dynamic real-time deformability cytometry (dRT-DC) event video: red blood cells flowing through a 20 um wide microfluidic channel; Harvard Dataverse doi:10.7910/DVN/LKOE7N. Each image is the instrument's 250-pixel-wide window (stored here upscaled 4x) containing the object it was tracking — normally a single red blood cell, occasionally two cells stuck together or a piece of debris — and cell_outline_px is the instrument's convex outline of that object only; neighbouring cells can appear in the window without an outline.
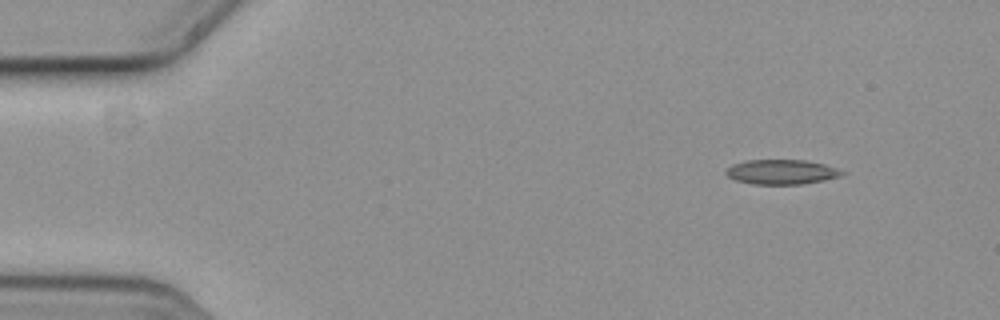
{"species": "common noctule bat (a hibernating species)", "species_latin": "Nyctalus noctula", "temperature_condition": "cold", "stored_images_in_passage": 3, "camera_frame_rate_fps": 3000, "um_per_image_px": 0.085, "animal": {"sex": "female", "body_mass_g": 19.3, "forearm_length_mm": 54.1}, "frame": {"image": 1, "passage_image": 1, "time_ms": 0.0, "image_size_px": [1000, 320], "cell_outline_px": [[848, 172], [840, 176], [824, 180], [800, 184], [756, 184], [736, 180], [728, 176], [724, 172], [732, 164], [744, 160], [808, 160], [824, 164]], "centroid_in_image_um": [66.45, 14.6], "position_along_channel_um": 18.6, "area_um2": 16.7}}
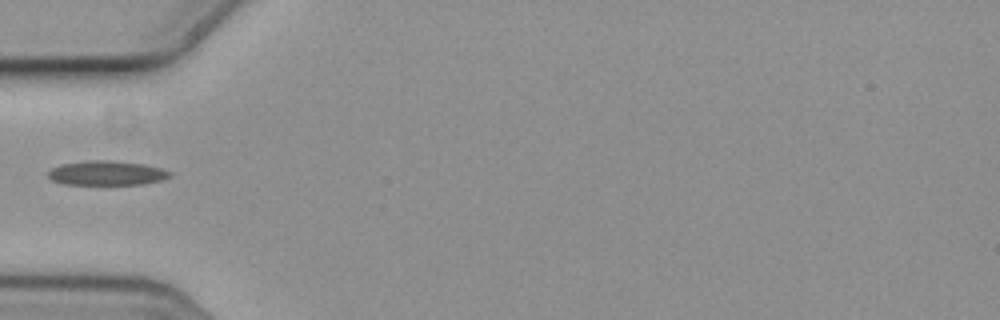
{"frame": {"image": 2, "passage_image": 3, "time_ms": 0.667, "image_size_px": [1000, 320], "cell_outline_px": [[172, 176], [160, 180], [140, 184], [64, 184], [52, 180], [48, 176], [48, 172], [52, 168], [60, 164], [88, 160], [112, 160], [144, 164], [160, 168], [172, 172]], "centroid_in_image_um": [9.06, 14.7], "position_along_channel_um": 75.9, "area_um2": 17.28}}